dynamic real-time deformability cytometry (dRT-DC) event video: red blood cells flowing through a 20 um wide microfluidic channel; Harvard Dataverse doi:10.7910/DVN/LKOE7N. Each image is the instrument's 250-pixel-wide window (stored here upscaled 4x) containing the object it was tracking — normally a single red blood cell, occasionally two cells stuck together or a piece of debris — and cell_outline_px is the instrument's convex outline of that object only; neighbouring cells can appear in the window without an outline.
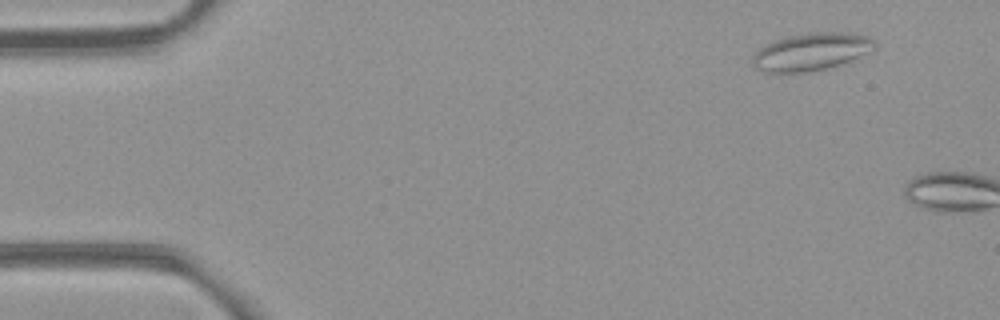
{"species": "common noctule bat (a hibernating species)", "species_latin": "Nyctalus noctula", "temperature_condition": "room temperature", "stored_images_in_passage": 3, "camera_frame_rate_fps": 3000, "um_per_image_px": 0.085, "animal": {"sex": "female", "body_mass_g": 21.9}, "frame": {"image": 1, "passage_image": 1, "time_ms": 0.0, "image_size_px": [1000, 320], "cell_outline_px": [[876, 48], [840, 64], [828, 68], [804, 72], [764, 72], [752, 68], [752, 56], [760, 48], [776, 40], [788, 36], [816, 32], [852, 32], [868, 36], [876, 44]], "centroid_in_image_um": [68.93, 4.4], "position_along_channel_um": 16.1, "area_um2": 26.47}}